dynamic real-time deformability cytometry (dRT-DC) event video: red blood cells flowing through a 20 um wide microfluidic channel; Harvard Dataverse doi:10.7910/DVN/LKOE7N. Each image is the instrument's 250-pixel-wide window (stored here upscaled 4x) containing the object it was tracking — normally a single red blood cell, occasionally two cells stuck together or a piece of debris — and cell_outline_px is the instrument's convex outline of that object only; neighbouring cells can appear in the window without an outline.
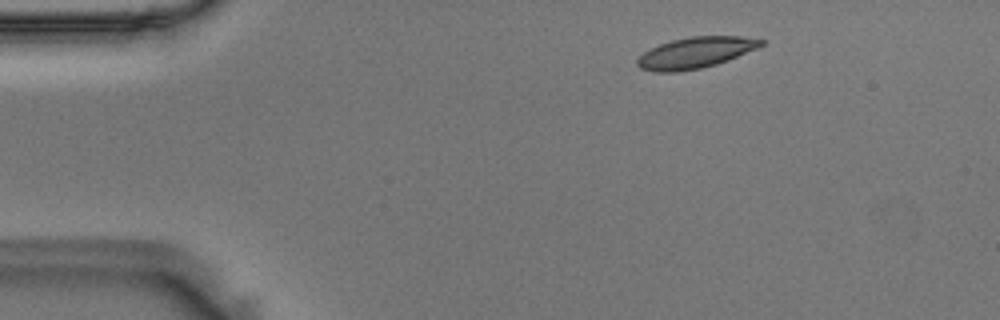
{"species": "Egyptian fruit bat (a non-hibernating species)", "species_latin": "Rousettus aegyptiacus", "temperature_condition": "room temperature", "stored_images_in_passage": 48, "camera_frame_rate_fps": 3000, "um_per_image_px": 0.085, "animal": {"sex": "male"}, "frame": {"image": 1, "passage_image": 1, "time_ms": 0.0, "image_size_px": [1000, 320], "cell_outline_px": [[764, 44], [756, 48], [716, 64], [700, 68], [676, 72], [656, 72], [640, 68], [636, 64], [636, 60], [644, 52], [660, 44], [672, 40], [692, 36], [740, 36], [764, 40]], "centroid_in_image_um": [59.08, 4.48], "position_along_channel_um": 25.9, "area_um2": 22.02}}
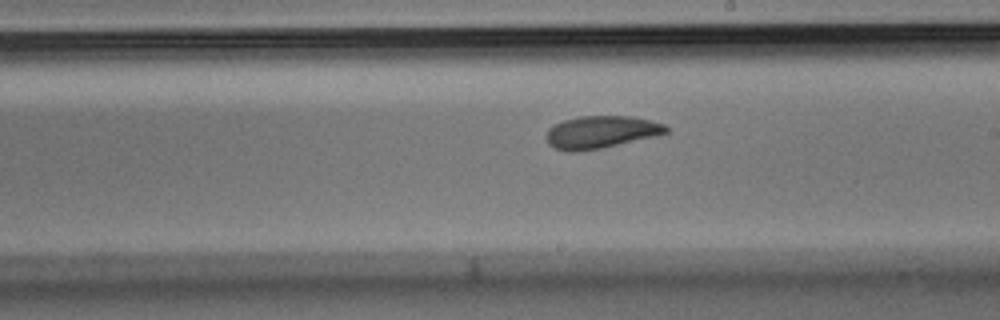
{"frame": {"image": 2, "passage_image": 24, "time_ms": 7.667, "image_size_px": [1000, 320], "cell_outline_px": [[668, 132], [656, 136], [604, 148], [576, 152], [564, 152], [548, 144], [548, 128], [564, 120], [580, 116], [632, 116], [652, 120], [664, 124], [668, 128]], "centroid_in_image_um": [51.11, 11.23], "position_along_channel_um": 237.9, "area_um2": 22.77}}
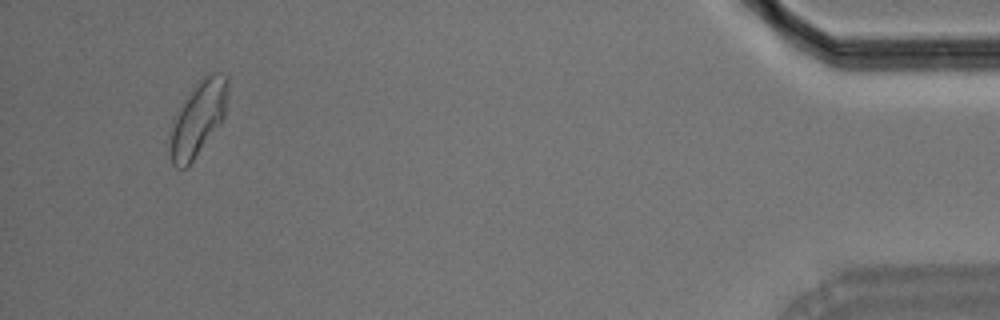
{"frame": {"image": 3, "passage_image": 45, "time_ms": 14.667, "image_size_px": [1000, 320], "cell_outline_px": [[228, 92], [224, 116], [192, 160], [184, 168], [176, 168], [172, 164], [172, 120], [180, 104], [192, 88], [208, 72], [228, 72]], "centroid_in_image_um": [16.87, 9.94], "position_along_channel_um": 418.3, "area_um2": 24.45}, "authors_computed_cell_mechanics": {"area_um2": 22.7732, "velocity_mm_per_s": 3.6179, "shape_relaxation_time_tau1_ms": 3.2202, "shape_relaxation_time_tau2_ms": 2.5551, "deformation_change_tau1": 0.1415, "deformation_change_tau2": 0.0865}}